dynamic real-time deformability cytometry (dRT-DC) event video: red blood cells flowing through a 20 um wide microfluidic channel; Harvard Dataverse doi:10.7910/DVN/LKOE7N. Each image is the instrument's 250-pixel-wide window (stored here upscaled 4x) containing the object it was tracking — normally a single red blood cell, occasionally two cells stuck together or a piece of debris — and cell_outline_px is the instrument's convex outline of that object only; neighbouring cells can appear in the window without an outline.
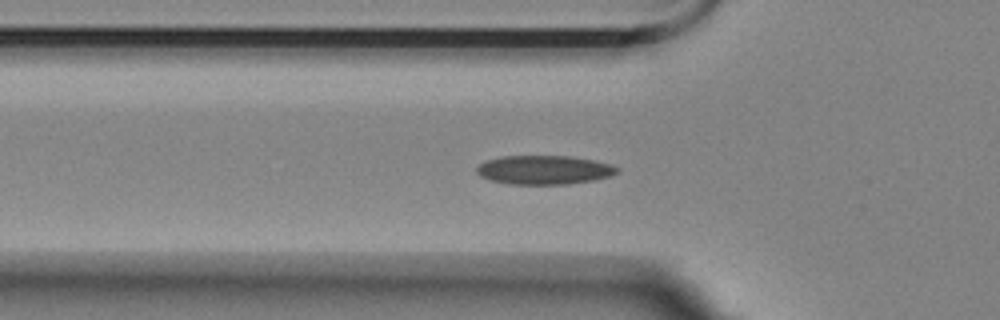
{"species": "Egyptian fruit bat (a non-hibernating species)", "species_latin": "Rousettus aegyptiacus", "temperature_condition": "room temperature", "stored_images_in_passage": 55, "camera_frame_rate_fps": 3000, "um_per_image_px": 0.085, "animal": {"sex": "female"}, "frame": {"image": 1, "passage_image": 18, "time_ms": 5.667, "image_size_px": [1000, 320], "cell_outline_px": [[620, 172], [612, 176], [596, 180], [568, 184], [508, 184], [488, 180], [480, 176], [476, 172], [476, 168], [480, 164], [488, 160], [504, 156], [568, 156], [592, 160], [612, 164], [620, 168]], "centroid_in_image_um": [46.29, 14.45], "position_along_channel_um": 79.5, "area_um2": 23.87}}
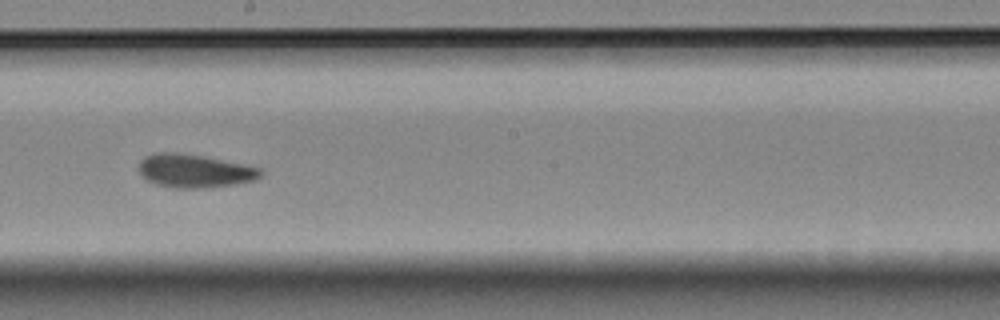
{"frame": {"image": 2, "passage_image": 31, "time_ms": 10.0, "image_size_px": [1000, 320], "cell_outline_px": [[264, 172], [256, 180], [232, 184], [204, 188], [172, 188], [156, 184], [148, 180], [140, 172], [140, 160], [144, 156], [152, 152], [176, 152], [204, 156], [244, 164], [260, 168]], "centroid_in_image_um": [16.53, 14.51], "position_along_channel_um": 231.7, "area_um2": 23.7}}
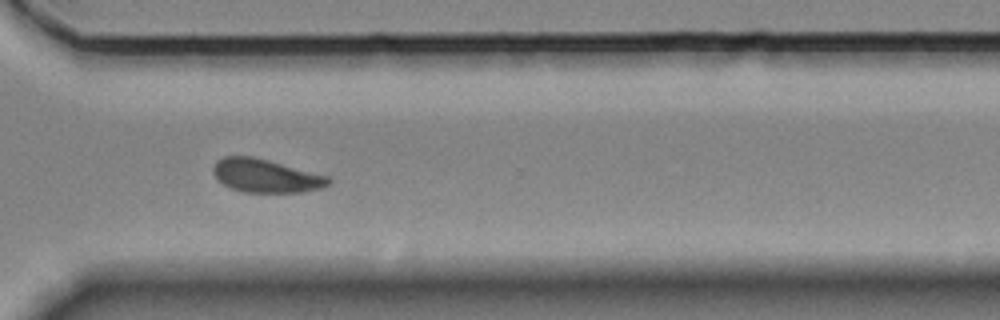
{"frame": {"image": 3, "passage_image": 41, "time_ms": 13.333, "image_size_px": [1000, 320], "cell_outline_px": [[332, 180], [328, 184], [320, 188], [304, 192], [244, 192], [232, 188], [224, 184], [212, 172], [212, 168], [216, 160], [224, 156], [252, 156], [328, 176]], "centroid_in_image_um": [22.57, 14.94], "position_along_channel_um": 348.0, "area_um2": 22.14}, "authors_computed_cell_mechanics": {"area_um2": 22.6576, "velocity_mm_per_s": 3.4958, "shape_relaxation_time_tau1_ms": 3.9963, "shape_relaxation_time_tau2_ms": 3.0035, "deformation_change_tau1": 0.1041, "deformation_change_tau2": 0.0741}}